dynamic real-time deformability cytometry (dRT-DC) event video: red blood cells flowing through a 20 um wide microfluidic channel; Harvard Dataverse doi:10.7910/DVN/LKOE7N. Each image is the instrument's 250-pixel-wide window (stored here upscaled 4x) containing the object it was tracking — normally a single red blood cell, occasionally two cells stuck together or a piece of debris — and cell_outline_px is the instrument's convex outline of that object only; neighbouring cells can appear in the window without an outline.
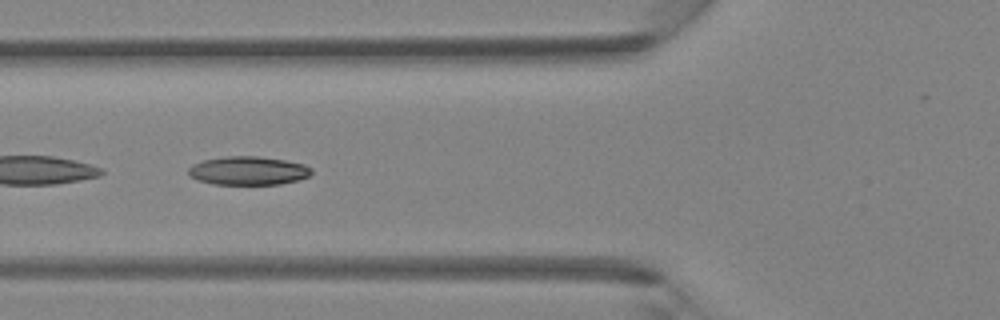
{"species": "Egyptian fruit bat (a non-hibernating species)", "species_latin": "Rousettus aegyptiacus", "temperature_condition": "room temperature", "stored_images_in_passage": 44, "camera_frame_rate_fps": 3000, "um_per_image_px": 0.085, "animal": {"sex": "female"}, "frame": {"image": 1, "passage_image": 17, "time_ms": 5.333, "image_size_px": [1000, 320], "cell_outline_px": [[312, 172], [308, 176], [300, 180], [280, 184], [212, 184], [196, 180], [188, 172], [188, 168], [192, 164], [204, 160], [224, 156], [256, 156], [284, 160], [304, 164], [312, 168]], "centroid_in_image_um": [21.1, 14.51], "position_along_channel_um": 104.7, "area_um2": 20.52}}
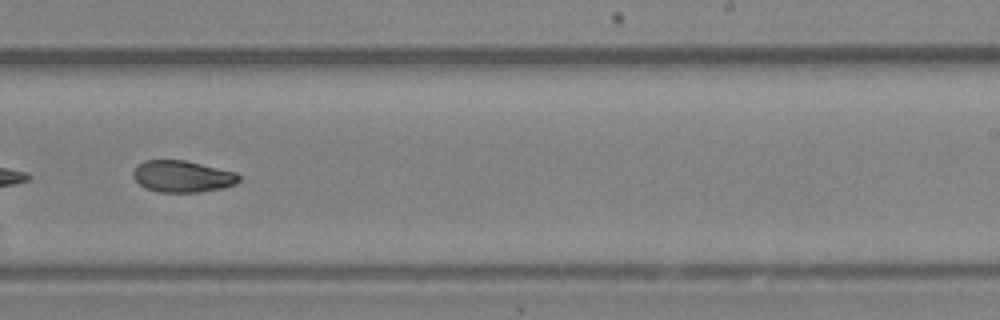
{"frame": {"image": 2, "passage_image": 28, "time_ms": 9.0, "image_size_px": [1000, 320], "cell_outline_px": [[240, 180], [236, 184], [224, 188], [200, 192], [160, 192], [148, 188], [140, 184], [132, 176], [132, 172], [144, 160], [184, 160], [236, 172], [240, 176]], "centroid_in_image_um": [15.54, 15.0], "position_along_channel_um": 273.5, "area_um2": 19.42}}
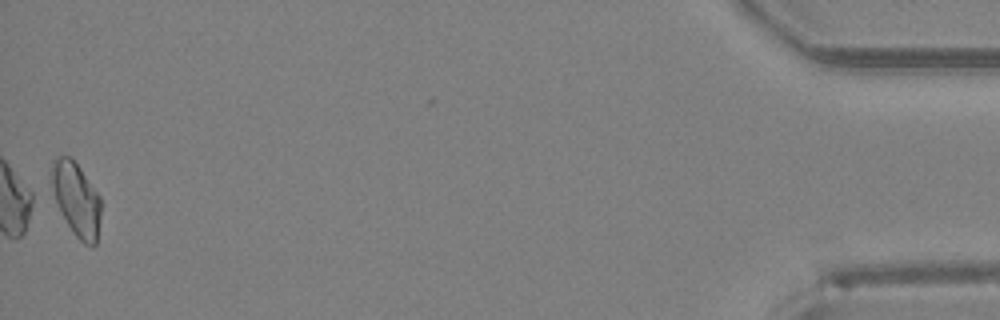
{"frame": {"image": 3, "passage_image": 44, "time_ms": 14.333, "image_size_px": [1000, 320], "cell_outline_px": [[100, 216], [96, 244], [92, 248], [84, 244], [76, 236], [68, 224], [56, 204], [52, 188], [52, 160], [56, 156], [68, 156], [80, 168], [100, 196]], "centroid_in_image_um": [6.49, 16.95], "position_along_channel_um": 428.7, "area_um2": 20.92}}